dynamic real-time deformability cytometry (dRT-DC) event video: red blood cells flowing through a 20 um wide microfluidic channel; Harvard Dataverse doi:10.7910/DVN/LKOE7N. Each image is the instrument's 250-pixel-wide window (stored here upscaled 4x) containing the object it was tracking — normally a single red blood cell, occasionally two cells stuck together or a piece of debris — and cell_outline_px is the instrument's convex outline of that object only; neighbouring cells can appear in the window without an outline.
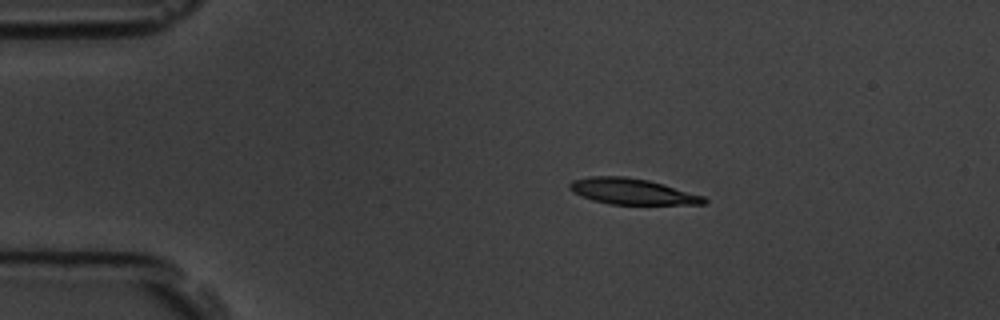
{"species": "common noctule bat (a hibernating species)", "species_latin": "Nyctalus noctula", "temperature_condition": "room temperature", "stored_images_in_passage": 4, "camera_frame_rate_fps": 3000, "um_per_image_px": 0.085, "animal": {"sex": "male", "body_mass_g": 19.5, "forearm_length_mm": 54.6}, "frame": {"image": 1, "passage_image": 2, "time_ms": 1.333, "image_size_px": [1000, 320], "cell_outline_px": [[708, 200], [704, 204], [612, 204], [592, 200], [572, 192], [568, 188], [568, 184], [572, 180], [588, 176], [624, 176], [648, 180], [664, 184], [704, 196]], "centroid_in_image_um": [53.7, 16.26], "position_along_channel_um": 31.3, "area_um2": 20.29}}